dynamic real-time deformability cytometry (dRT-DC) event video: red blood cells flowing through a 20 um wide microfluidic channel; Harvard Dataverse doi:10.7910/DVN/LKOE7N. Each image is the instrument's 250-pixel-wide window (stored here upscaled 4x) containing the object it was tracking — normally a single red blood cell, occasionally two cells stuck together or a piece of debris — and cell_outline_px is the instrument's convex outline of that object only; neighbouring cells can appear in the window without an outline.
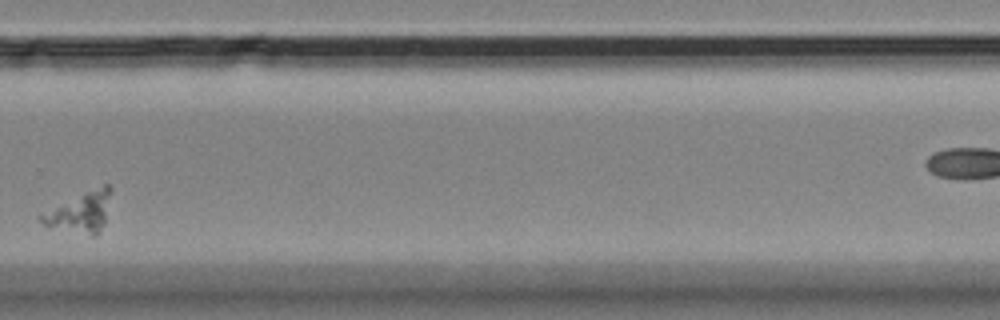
{"species": "Egyptian fruit bat (a non-hibernating species)", "species_latin": "Rousettus aegyptiacus", "temperature_condition": "room temperature", "stored_images_in_passage": 11, "camera_frame_rate_fps": 3000, "um_per_image_px": 0.085, "animal": {"sex": "female"}, "frame": {"image": 1, "passage_image": 10, "time_ms": 10.333, "image_size_px": [1000, 320], "cell_outline_px": [[112, 192], [104, 224], [100, 232], [96, 236], [92, 236], [44, 224], [36, 216], [104, 184], [108, 184], [112, 188]], "centroid_in_image_um": [6.91, 18.05], "position_along_channel_um": 322.9, "area_um2": 15.72}}